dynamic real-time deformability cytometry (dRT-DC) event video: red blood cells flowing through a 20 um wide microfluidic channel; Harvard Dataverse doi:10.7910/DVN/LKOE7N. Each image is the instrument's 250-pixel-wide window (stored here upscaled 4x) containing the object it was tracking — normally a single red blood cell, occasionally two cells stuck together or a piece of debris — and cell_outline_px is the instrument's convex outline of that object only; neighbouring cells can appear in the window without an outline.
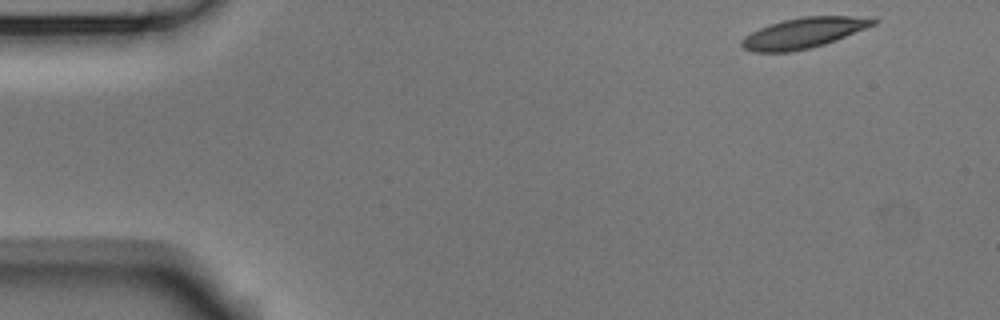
{"species": "Egyptian fruit bat (a non-hibernating species)", "species_latin": "Rousettus aegyptiacus", "temperature_condition": "room temperature", "stored_images_in_passage": 51, "camera_frame_rate_fps": 3000, "um_per_image_px": 0.085, "animal": {"sex": "male"}, "frame": {"image": 1, "passage_image": 1, "time_ms": 0.0, "image_size_px": [1000, 320], "cell_outline_px": [[880, 20], [876, 24], [836, 40], [824, 44], [808, 48], [788, 52], [752, 52], [744, 48], [740, 44], [740, 40], [744, 36], [768, 24], [784, 20], [804, 16], [872, 16]], "centroid_in_image_um": [68.34, 2.78], "position_along_channel_um": 16.7, "area_um2": 23.47}}
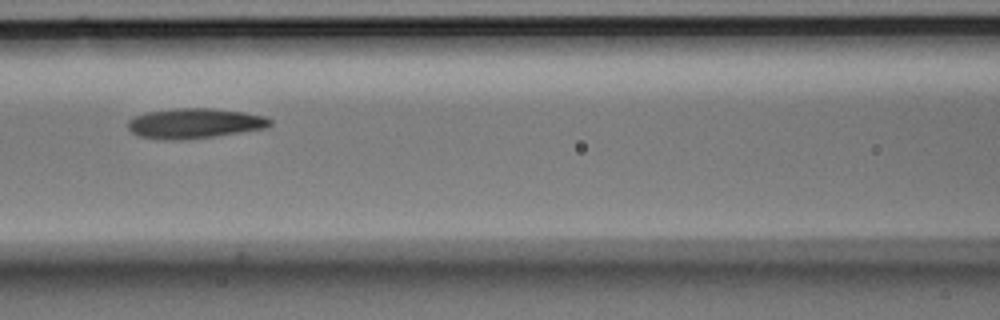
{"frame": {"image": 2, "passage_image": 20, "time_ms": 6.333, "image_size_px": [1000, 320], "cell_outline_px": [[272, 124], [264, 128], [212, 136], [180, 140], [160, 140], [140, 136], [132, 132], [128, 128], [128, 120], [132, 116], [144, 112], [176, 108], [208, 108], [244, 112], [264, 116], [272, 120]], "centroid_in_image_um": [16.47, 10.47], "position_along_channel_um": 150.1, "area_um2": 24.85}}
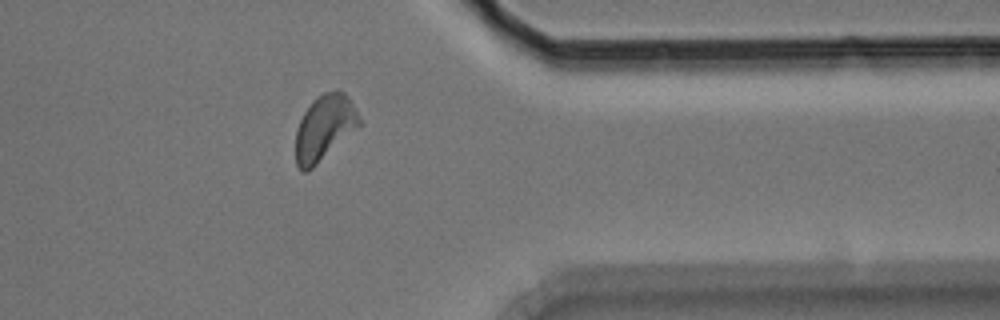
{"frame": {"image": 3, "passage_image": 40, "time_ms": 13.0, "image_size_px": [1000, 320], "cell_outline_px": [[360, 124], [312, 168], [304, 172], [296, 164], [296, 128], [304, 112], [312, 100], [324, 92], [344, 92], [348, 96], [360, 120]], "centroid_in_image_um": [27.53, 10.85], "position_along_channel_um": 383.9, "area_um2": 23.41}, "authors_computed_cell_mechanics": {"area_um2": 23.698, "velocity_mm_per_s": 3.6824, "shape_relaxation_time_tau1_ms": 4.2604, "shape_relaxation_time_tau2_ms": 2.8189, "deformation_change_tau1": 0.1574, "deformation_change_tau2": 0.0999}}